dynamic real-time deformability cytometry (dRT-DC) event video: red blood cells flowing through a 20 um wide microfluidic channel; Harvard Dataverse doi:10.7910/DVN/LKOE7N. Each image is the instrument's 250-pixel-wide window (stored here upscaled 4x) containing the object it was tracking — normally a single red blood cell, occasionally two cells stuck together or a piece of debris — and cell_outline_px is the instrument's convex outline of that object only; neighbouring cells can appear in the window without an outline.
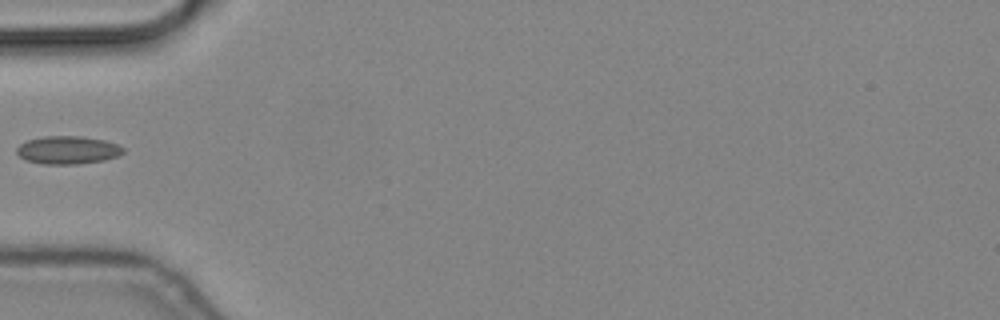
{"species": "common noctule bat (a hibernating species)", "species_latin": "Nyctalus noctula", "temperature_condition": "cold", "stored_images_in_passage": 16, "camera_frame_rate_fps": 3000, "um_per_image_px": 0.085, "animal": {"sex": "male", "body_mass_g": 19.2, "forearm_length_mm": 51.8}, "frame": {"image": 1, "passage_image": 1, "time_ms": 0.0, "image_size_px": [1000, 320], "cell_outline_px": [[124, 152], [120, 156], [104, 160], [76, 164], [44, 164], [24, 160], [16, 152], [16, 148], [20, 144], [28, 140], [44, 136], [80, 136], [104, 140], [116, 144], [124, 148]], "centroid_in_image_um": [5.76, 12.76], "position_along_channel_um": 79.2, "area_um2": 17.4}}
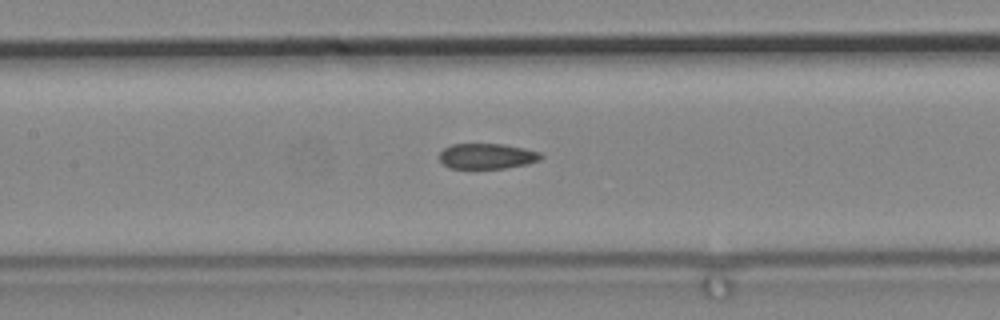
{"frame": {"image": 2, "passage_image": 8, "time_ms": 2.333, "image_size_px": [1000, 320], "cell_outline_px": [[544, 156], [540, 160], [528, 164], [504, 168], [448, 168], [440, 160], [440, 152], [444, 148], [452, 144], [504, 144], [524, 148], [540, 152]], "centroid_in_image_um": [41.42, 13.27], "position_along_channel_um": 166.0, "area_um2": 15.09}}
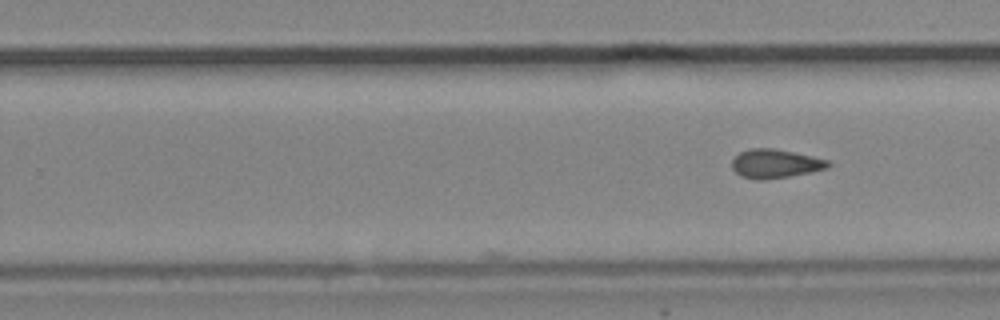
{"frame": {"image": 3, "passage_image": 16, "time_ms": 5.0, "image_size_px": [1000, 320], "cell_outline_px": [[832, 164], [828, 168], [812, 172], [764, 180], [756, 180], [740, 176], [732, 168], [732, 160], [740, 152], [752, 148], [776, 148], [832, 160]], "centroid_in_image_um": [65.95, 13.91], "position_along_channel_um": 263.9, "area_um2": 16.42}}